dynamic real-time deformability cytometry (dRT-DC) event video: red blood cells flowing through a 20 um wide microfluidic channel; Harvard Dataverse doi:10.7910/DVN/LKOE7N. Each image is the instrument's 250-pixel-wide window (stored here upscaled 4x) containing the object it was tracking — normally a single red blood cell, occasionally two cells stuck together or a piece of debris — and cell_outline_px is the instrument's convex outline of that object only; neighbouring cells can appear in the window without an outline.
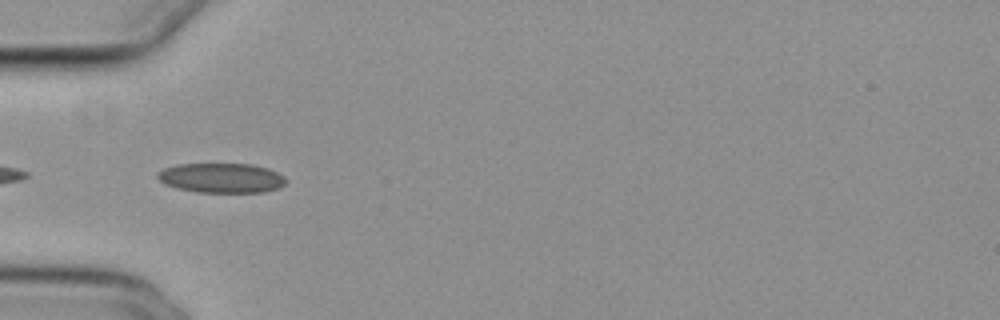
{"species": "common noctule bat (a hibernating species)", "species_latin": "Nyctalus noctula", "temperature_condition": "cold", "stored_images_in_passage": 11, "camera_frame_rate_fps": 3000, "um_per_image_px": 0.085, "animal": {"sex": "female", "body_mass_g": 29.2, "forearm_length_mm": 56.3}, "frame": {"image": 1, "passage_image": 2, "time_ms": 0.333, "image_size_px": [1000, 320], "cell_outline_px": [[288, 180], [280, 188], [264, 192], [196, 192], [176, 188], [164, 184], [156, 176], [156, 172], [164, 168], [176, 164], [252, 164], [268, 168], [284, 176]], "centroid_in_image_um": [18.81, 15.12], "position_along_channel_um": 66.2, "area_um2": 22.43}}
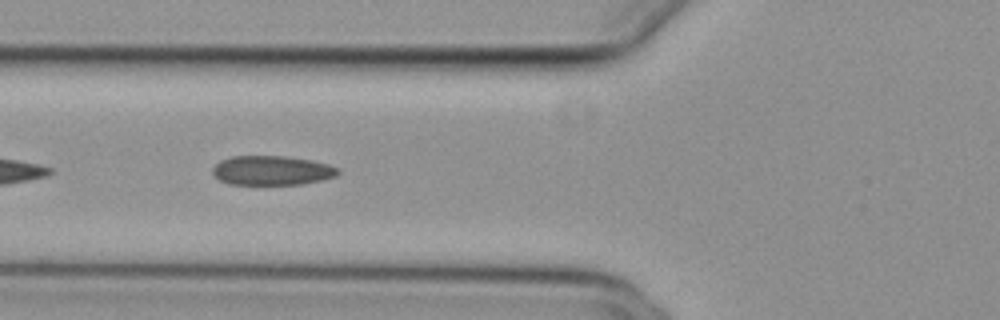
{"frame": {"image": 2, "passage_image": 5, "time_ms": 1.333, "image_size_px": [1000, 320], "cell_outline_px": [[340, 172], [336, 176], [324, 180], [300, 184], [228, 184], [220, 180], [212, 172], [212, 168], [220, 160], [232, 156], [284, 156], [312, 160], [328, 164], [340, 168]], "centroid_in_image_um": [23.14, 14.48], "position_along_channel_um": 102.7, "area_um2": 21.56}}
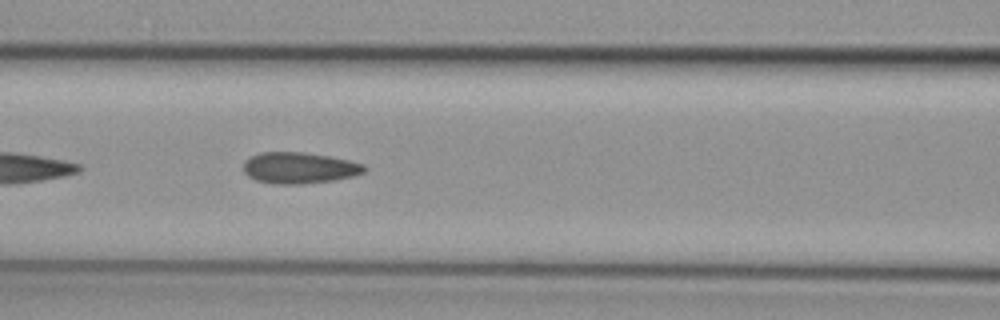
{"frame": {"image": 3, "passage_image": 8, "time_ms": 2.333, "image_size_px": [1000, 320], "cell_outline_px": [[368, 168], [364, 172], [352, 176], [332, 180], [304, 184], [272, 184], [256, 180], [248, 176], [244, 172], [244, 160], [260, 152], [304, 152], [328, 156], [348, 160], [364, 164]], "centroid_in_image_um": [25.42, 14.27], "position_along_channel_um": 141.2, "area_um2": 22.02}}